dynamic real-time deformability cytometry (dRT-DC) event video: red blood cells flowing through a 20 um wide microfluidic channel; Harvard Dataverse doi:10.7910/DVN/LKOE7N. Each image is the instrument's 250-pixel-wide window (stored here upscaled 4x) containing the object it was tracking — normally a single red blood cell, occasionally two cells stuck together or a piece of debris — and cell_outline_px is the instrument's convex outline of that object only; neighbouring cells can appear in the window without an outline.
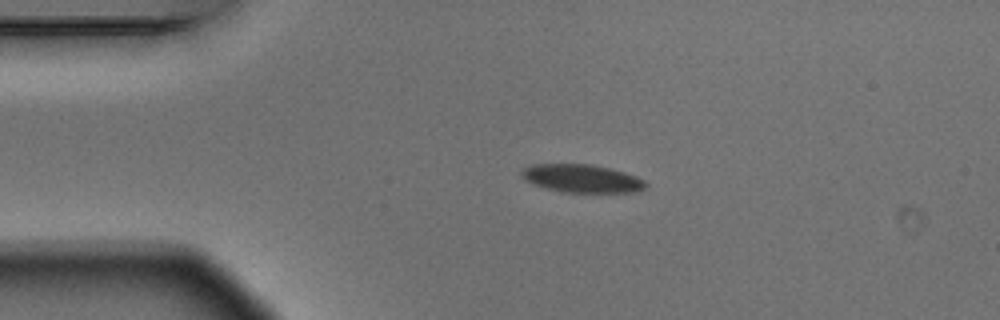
{"species": "Egyptian fruit bat (a non-hibernating species)", "species_latin": "Rousettus aegyptiacus", "temperature_condition": "warm", "stored_images_in_passage": 2, "camera_frame_rate_fps": 3000, "um_per_image_px": 0.085, "animal": {"sex": "male"}, "frame": {"image": 1, "passage_image": 1, "time_ms": 0.0, "image_size_px": [1000, 320], "cell_outline_px": [[648, 184], [644, 188], [632, 192], [560, 192], [532, 184], [520, 176], [520, 172], [524, 168], [532, 164], [592, 164], [624, 172], [636, 176], [644, 180]], "centroid_in_image_um": [49.42, 15.17], "position_along_channel_um": 35.6, "area_um2": 20.29}}